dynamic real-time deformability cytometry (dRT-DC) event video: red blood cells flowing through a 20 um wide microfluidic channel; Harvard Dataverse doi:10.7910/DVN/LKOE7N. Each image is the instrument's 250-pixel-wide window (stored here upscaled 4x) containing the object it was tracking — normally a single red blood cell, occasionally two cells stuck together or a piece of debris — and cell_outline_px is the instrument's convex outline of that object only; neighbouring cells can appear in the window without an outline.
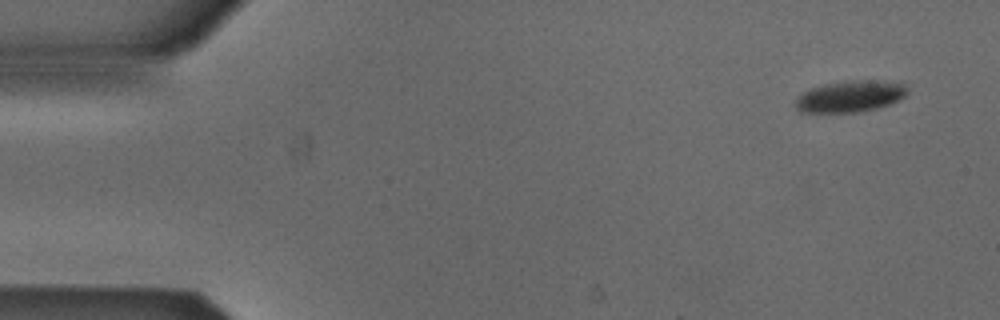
{"species": "Egyptian fruit bat (a non-hibernating species)", "species_latin": "Rousettus aegyptiacus", "temperature_condition": "cold", "stored_images_in_passage": 5, "camera_frame_rate_fps": 3000, "um_per_image_px": 0.085, "animal": {"sex": "male"}, "frame": {"image": 1, "passage_image": 1, "time_ms": 0.0, "image_size_px": [1000, 320], "cell_outline_px": [[908, 92], [904, 96], [888, 104], [876, 108], [856, 112], [800, 112], [796, 108], [796, 100], [804, 92], [812, 88], [828, 84], [864, 80], [868, 80], [904, 84], [908, 88]], "centroid_in_image_um": [72.27, 8.21], "position_along_channel_um": 12.7, "area_um2": 19.71}}
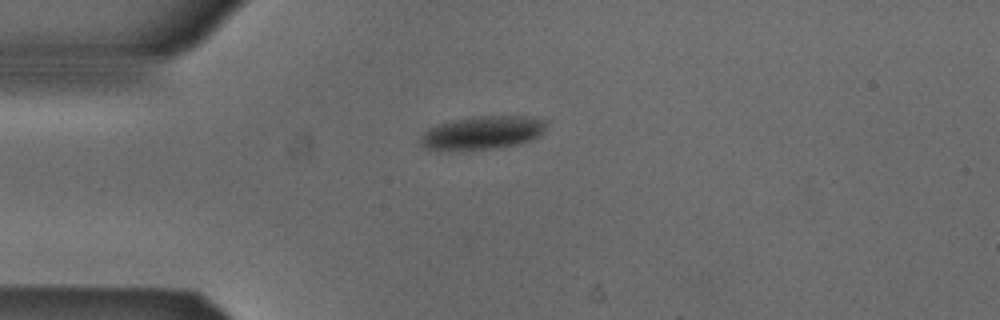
{"frame": {"image": 2, "passage_image": 3, "time_ms": 0.667, "image_size_px": [1000, 320], "cell_outline_px": [[548, 120], [544, 132], [532, 140], [520, 144], [488, 148], [452, 152], [424, 148], [420, 144], [420, 136], [428, 128], [440, 124], [456, 120], [480, 116], [524, 116]], "centroid_in_image_um": [41.0, 11.3], "position_along_channel_um": 44.0, "area_um2": 24.62}}
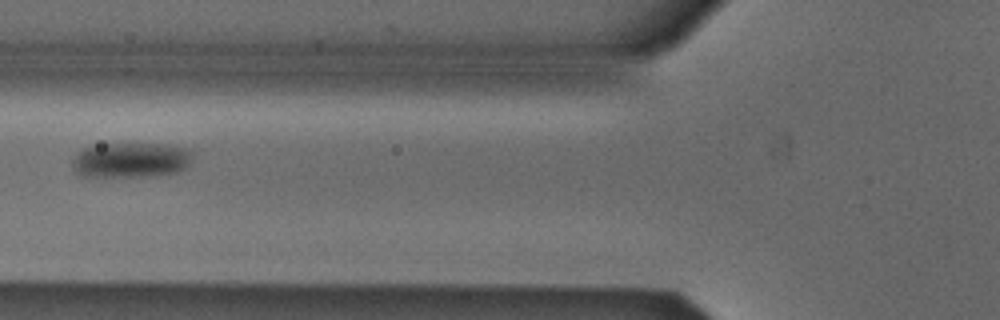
{"frame": {"image": 3, "passage_image": 5, "time_ms": 1.333, "image_size_px": [1000, 320], "cell_outline_px": [[192, 160], [188, 168], [176, 172], [148, 176], [80, 176], [76, 172], [72, 164], [72, 156], [80, 148], [92, 144], [164, 144], [192, 148]], "centroid_in_image_um": [11.12, 13.58], "position_along_channel_um": 114.7, "area_um2": 25.14}}